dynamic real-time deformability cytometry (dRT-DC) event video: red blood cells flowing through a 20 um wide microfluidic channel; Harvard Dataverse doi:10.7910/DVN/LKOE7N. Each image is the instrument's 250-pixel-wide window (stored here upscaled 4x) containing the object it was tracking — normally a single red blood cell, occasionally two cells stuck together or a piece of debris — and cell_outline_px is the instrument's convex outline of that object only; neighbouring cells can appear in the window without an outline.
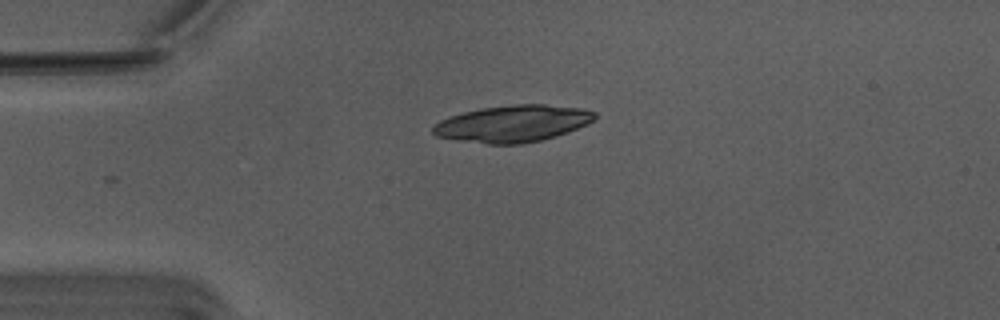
{"species": "Egyptian fruit bat (a non-hibernating species)", "species_latin": "Rousettus aegyptiacus", "temperature_condition": "warm", "stored_images_in_passage": 39, "camera_frame_rate_fps": 3000, "um_per_image_px": 0.085, "animal": {"sex": "male"}, "frame": {"image": 1, "passage_image": 1, "time_ms": 0.0, "image_size_px": [1000, 320], "cell_outline_px": [[596, 116], [588, 124], [568, 132], [556, 136], [540, 140], [520, 144], [488, 144], [460, 140], [436, 136], [432, 132], [432, 128], [440, 120], [464, 112], [480, 108], [512, 104], [544, 104], [580, 108], [596, 112]], "centroid_in_image_um": [43.6, 10.5], "position_along_channel_um": 41.4, "area_um2": 34.51}}
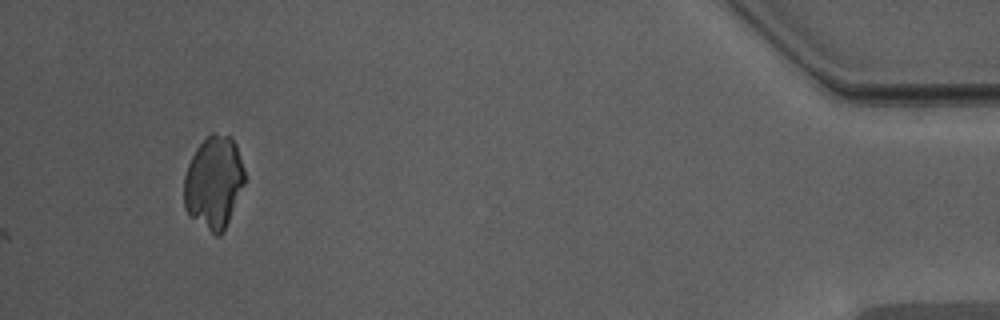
{"frame": {"image": 2, "passage_image": 39, "time_ms": 12.667, "image_size_px": [1000, 320], "cell_outline_px": [[244, 184], [224, 232], [220, 236], [216, 236], [188, 216], [184, 208], [184, 176], [188, 164], [196, 148], [212, 132], [216, 132], [232, 136], [236, 144], [244, 168]], "centroid_in_image_um": [18.16, 15.51], "position_along_channel_um": 417.0, "area_um2": 33.0}}